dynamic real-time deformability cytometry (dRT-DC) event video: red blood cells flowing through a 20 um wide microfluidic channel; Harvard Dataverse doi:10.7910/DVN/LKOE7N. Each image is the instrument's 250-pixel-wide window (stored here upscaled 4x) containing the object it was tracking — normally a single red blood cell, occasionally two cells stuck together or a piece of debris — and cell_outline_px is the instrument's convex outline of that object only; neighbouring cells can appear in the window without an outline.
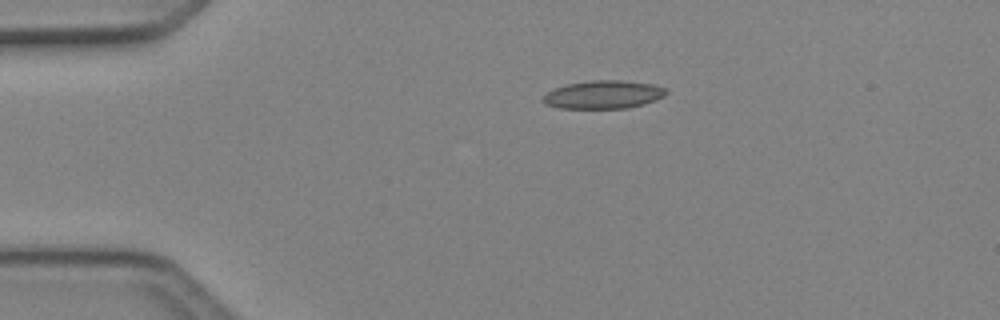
{"species": "Egyptian fruit bat (a non-hibernating species)", "species_latin": "Rousettus aegyptiacus", "temperature_condition": "cold", "stored_images_in_passage": 2, "camera_frame_rate_fps": 3000, "um_per_image_px": 0.085, "animal": {"sex": "female"}, "frame": {"image": 1, "passage_image": 1, "time_ms": 0.0, "image_size_px": [1000, 320], "cell_outline_px": [[668, 92], [664, 96], [656, 100], [644, 104], [628, 108], [560, 108], [544, 104], [540, 100], [548, 92], [556, 88], [568, 84], [588, 80], [624, 80], [656, 84], [668, 88]], "centroid_in_image_um": [51.34, 8.03], "position_along_channel_um": 33.7, "area_um2": 20.46}}